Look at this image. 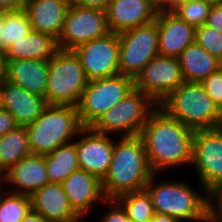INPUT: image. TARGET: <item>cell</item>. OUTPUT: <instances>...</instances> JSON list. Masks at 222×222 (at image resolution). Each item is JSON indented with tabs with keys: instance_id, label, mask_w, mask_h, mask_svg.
I'll list each match as a JSON object with an SVG mask.
<instances>
[{
	"instance_id": "cell-25",
	"label": "cell",
	"mask_w": 222,
	"mask_h": 222,
	"mask_svg": "<svg viewBox=\"0 0 222 222\" xmlns=\"http://www.w3.org/2000/svg\"><path fill=\"white\" fill-rule=\"evenodd\" d=\"M26 127L17 126L0 138V175L31 155Z\"/></svg>"
},
{
	"instance_id": "cell-34",
	"label": "cell",
	"mask_w": 222,
	"mask_h": 222,
	"mask_svg": "<svg viewBox=\"0 0 222 222\" xmlns=\"http://www.w3.org/2000/svg\"><path fill=\"white\" fill-rule=\"evenodd\" d=\"M107 201L114 204V207H112L111 212L105 214L103 222H131L126 210L116 199H107Z\"/></svg>"
},
{
	"instance_id": "cell-31",
	"label": "cell",
	"mask_w": 222,
	"mask_h": 222,
	"mask_svg": "<svg viewBox=\"0 0 222 222\" xmlns=\"http://www.w3.org/2000/svg\"><path fill=\"white\" fill-rule=\"evenodd\" d=\"M195 42L222 62V33L205 24L195 28Z\"/></svg>"
},
{
	"instance_id": "cell-32",
	"label": "cell",
	"mask_w": 222,
	"mask_h": 222,
	"mask_svg": "<svg viewBox=\"0 0 222 222\" xmlns=\"http://www.w3.org/2000/svg\"><path fill=\"white\" fill-rule=\"evenodd\" d=\"M207 193V221L222 222V181L215 183L206 190ZM213 198V200H212ZM216 199V206L214 200ZM212 200V201H211ZM220 214V215H219Z\"/></svg>"
},
{
	"instance_id": "cell-30",
	"label": "cell",
	"mask_w": 222,
	"mask_h": 222,
	"mask_svg": "<svg viewBox=\"0 0 222 222\" xmlns=\"http://www.w3.org/2000/svg\"><path fill=\"white\" fill-rule=\"evenodd\" d=\"M212 5L213 3L207 0H190L177 5L171 12L196 28L206 23Z\"/></svg>"
},
{
	"instance_id": "cell-23",
	"label": "cell",
	"mask_w": 222,
	"mask_h": 222,
	"mask_svg": "<svg viewBox=\"0 0 222 222\" xmlns=\"http://www.w3.org/2000/svg\"><path fill=\"white\" fill-rule=\"evenodd\" d=\"M58 50L57 40L53 36L31 30L27 36L13 42L4 56L6 60L36 59L48 61Z\"/></svg>"
},
{
	"instance_id": "cell-38",
	"label": "cell",
	"mask_w": 222,
	"mask_h": 222,
	"mask_svg": "<svg viewBox=\"0 0 222 222\" xmlns=\"http://www.w3.org/2000/svg\"><path fill=\"white\" fill-rule=\"evenodd\" d=\"M26 0H0V9L5 11L19 10L24 7Z\"/></svg>"
},
{
	"instance_id": "cell-3",
	"label": "cell",
	"mask_w": 222,
	"mask_h": 222,
	"mask_svg": "<svg viewBox=\"0 0 222 222\" xmlns=\"http://www.w3.org/2000/svg\"><path fill=\"white\" fill-rule=\"evenodd\" d=\"M158 107L194 131L218 128L221 119V110L197 82H183Z\"/></svg>"
},
{
	"instance_id": "cell-37",
	"label": "cell",
	"mask_w": 222,
	"mask_h": 222,
	"mask_svg": "<svg viewBox=\"0 0 222 222\" xmlns=\"http://www.w3.org/2000/svg\"><path fill=\"white\" fill-rule=\"evenodd\" d=\"M110 0H69L71 5L97 8L106 11Z\"/></svg>"
},
{
	"instance_id": "cell-28",
	"label": "cell",
	"mask_w": 222,
	"mask_h": 222,
	"mask_svg": "<svg viewBox=\"0 0 222 222\" xmlns=\"http://www.w3.org/2000/svg\"><path fill=\"white\" fill-rule=\"evenodd\" d=\"M116 200L126 210L131 222H144L154 216V207L150 195L144 189L119 195Z\"/></svg>"
},
{
	"instance_id": "cell-41",
	"label": "cell",
	"mask_w": 222,
	"mask_h": 222,
	"mask_svg": "<svg viewBox=\"0 0 222 222\" xmlns=\"http://www.w3.org/2000/svg\"><path fill=\"white\" fill-rule=\"evenodd\" d=\"M6 78V59L4 53L0 52V84Z\"/></svg>"
},
{
	"instance_id": "cell-43",
	"label": "cell",
	"mask_w": 222,
	"mask_h": 222,
	"mask_svg": "<svg viewBox=\"0 0 222 222\" xmlns=\"http://www.w3.org/2000/svg\"><path fill=\"white\" fill-rule=\"evenodd\" d=\"M190 0H169L168 11H172L177 5L188 2Z\"/></svg>"
},
{
	"instance_id": "cell-22",
	"label": "cell",
	"mask_w": 222,
	"mask_h": 222,
	"mask_svg": "<svg viewBox=\"0 0 222 222\" xmlns=\"http://www.w3.org/2000/svg\"><path fill=\"white\" fill-rule=\"evenodd\" d=\"M48 61L36 59L6 60V78L30 93L45 98Z\"/></svg>"
},
{
	"instance_id": "cell-1",
	"label": "cell",
	"mask_w": 222,
	"mask_h": 222,
	"mask_svg": "<svg viewBox=\"0 0 222 222\" xmlns=\"http://www.w3.org/2000/svg\"><path fill=\"white\" fill-rule=\"evenodd\" d=\"M152 172L192 163L194 130L171 118L162 108L149 115L139 135Z\"/></svg>"
},
{
	"instance_id": "cell-42",
	"label": "cell",
	"mask_w": 222,
	"mask_h": 222,
	"mask_svg": "<svg viewBox=\"0 0 222 222\" xmlns=\"http://www.w3.org/2000/svg\"><path fill=\"white\" fill-rule=\"evenodd\" d=\"M158 10H167L169 0H149ZM167 6V7H166ZM166 7V8H165Z\"/></svg>"
},
{
	"instance_id": "cell-15",
	"label": "cell",
	"mask_w": 222,
	"mask_h": 222,
	"mask_svg": "<svg viewBox=\"0 0 222 222\" xmlns=\"http://www.w3.org/2000/svg\"><path fill=\"white\" fill-rule=\"evenodd\" d=\"M157 13L149 0H110L106 9L108 29L120 34L155 21Z\"/></svg>"
},
{
	"instance_id": "cell-5",
	"label": "cell",
	"mask_w": 222,
	"mask_h": 222,
	"mask_svg": "<svg viewBox=\"0 0 222 222\" xmlns=\"http://www.w3.org/2000/svg\"><path fill=\"white\" fill-rule=\"evenodd\" d=\"M88 80L73 50H58L48 60L47 104L77 106Z\"/></svg>"
},
{
	"instance_id": "cell-35",
	"label": "cell",
	"mask_w": 222,
	"mask_h": 222,
	"mask_svg": "<svg viewBox=\"0 0 222 222\" xmlns=\"http://www.w3.org/2000/svg\"><path fill=\"white\" fill-rule=\"evenodd\" d=\"M205 25L222 33V3L212 5Z\"/></svg>"
},
{
	"instance_id": "cell-24",
	"label": "cell",
	"mask_w": 222,
	"mask_h": 222,
	"mask_svg": "<svg viewBox=\"0 0 222 222\" xmlns=\"http://www.w3.org/2000/svg\"><path fill=\"white\" fill-rule=\"evenodd\" d=\"M177 58L185 82L200 83L222 67V62L196 42L187 46Z\"/></svg>"
},
{
	"instance_id": "cell-40",
	"label": "cell",
	"mask_w": 222,
	"mask_h": 222,
	"mask_svg": "<svg viewBox=\"0 0 222 222\" xmlns=\"http://www.w3.org/2000/svg\"><path fill=\"white\" fill-rule=\"evenodd\" d=\"M152 222H179V221L169 215L155 212L154 216L152 217Z\"/></svg>"
},
{
	"instance_id": "cell-9",
	"label": "cell",
	"mask_w": 222,
	"mask_h": 222,
	"mask_svg": "<svg viewBox=\"0 0 222 222\" xmlns=\"http://www.w3.org/2000/svg\"><path fill=\"white\" fill-rule=\"evenodd\" d=\"M119 72L135 78L158 51L156 21L119 34Z\"/></svg>"
},
{
	"instance_id": "cell-47",
	"label": "cell",
	"mask_w": 222,
	"mask_h": 222,
	"mask_svg": "<svg viewBox=\"0 0 222 222\" xmlns=\"http://www.w3.org/2000/svg\"><path fill=\"white\" fill-rule=\"evenodd\" d=\"M144 222H152V219H150V220H146V221H144Z\"/></svg>"
},
{
	"instance_id": "cell-13",
	"label": "cell",
	"mask_w": 222,
	"mask_h": 222,
	"mask_svg": "<svg viewBox=\"0 0 222 222\" xmlns=\"http://www.w3.org/2000/svg\"><path fill=\"white\" fill-rule=\"evenodd\" d=\"M197 169L202 187L210 188L222 181V130H195L192 163Z\"/></svg>"
},
{
	"instance_id": "cell-8",
	"label": "cell",
	"mask_w": 222,
	"mask_h": 222,
	"mask_svg": "<svg viewBox=\"0 0 222 222\" xmlns=\"http://www.w3.org/2000/svg\"><path fill=\"white\" fill-rule=\"evenodd\" d=\"M133 89L134 78L122 74L88 81L76 106L81 125L90 127Z\"/></svg>"
},
{
	"instance_id": "cell-29",
	"label": "cell",
	"mask_w": 222,
	"mask_h": 222,
	"mask_svg": "<svg viewBox=\"0 0 222 222\" xmlns=\"http://www.w3.org/2000/svg\"><path fill=\"white\" fill-rule=\"evenodd\" d=\"M10 194L3 197L0 192V222H21L32 209L31 198L18 193Z\"/></svg>"
},
{
	"instance_id": "cell-10",
	"label": "cell",
	"mask_w": 222,
	"mask_h": 222,
	"mask_svg": "<svg viewBox=\"0 0 222 222\" xmlns=\"http://www.w3.org/2000/svg\"><path fill=\"white\" fill-rule=\"evenodd\" d=\"M109 32L106 11L70 4L57 45L60 50H74Z\"/></svg>"
},
{
	"instance_id": "cell-36",
	"label": "cell",
	"mask_w": 222,
	"mask_h": 222,
	"mask_svg": "<svg viewBox=\"0 0 222 222\" xmlns=\"http://www.w3.org/2000/svg\"><path fill=\"white\" fill-rule=\"evenodd\" d=\"M16 127L17 125L12 114L0 107V138Z\"/></svg>"
},
{
	"instance_id": "cell-21",
	"label": "cell",
	"mask_w": 222,
	"mask_h": 222,
	"mask_svg": "<svg viewBox=\"0 0 222 222\" xmlns=\"http://www.w3.org/2000/svg\"><path fill=\"white\" fill-rule=\"evenodd\" d=\"M2 180L18 187V190L12 193L30 196L50 183L44 155L31 154L22 158L2 175Z\"/></svg>"
},
{
	"instance_id": "cell-2",
	"label": "cell",
	"mask_w": 222,
	"mask_h": 222,
	"mask_svg": "<svg viewBox=\"0 0 222 222\" xmlns=\"http://www.w3.org/2000/svg\"><path fill=\"white\" fill-rule=\"evenodd\" d=\"M153 174L142 138L122 137L118 144H114L111 164L101 180L103 194L107 200L144 190Z\"/></svg>"
},
{
	"instance_id": "cell-11",
	"label": "cell",
	"mask_w": 222,
	"mask_h": 222,
	"mask_svg": "<svg viewBox=\"0 0 222 222\" xmlns=\"http://www.w3.org/2000/svg\"><path fill=\"white\" fill-rule=\"evenodd\" d=\"M185 82L177 57L157 55L134 78V88L157 105Z\"/></svg>"
},
{
	"instance_id": "cell-39",
	"label": "cell",
	"mask_w": 222,
	"mask_h": 222,
	"mask_svg": "<svg viewBox=\"0 0 222 222\" xmlns=\"http://www.w3.org/2000/svg\"><path fill=\"white\" fill-rule=\"evenodd\" d=\"M21 222H49L39 213L34 212L32 209L27 213L25 218Z\"/></svg>"
},
{
	"instance_id": "cell-18",
	"label": "cell",
	"mask_w": 222,
	"mask_h": 222,
	"mask_svg": "<svg viewBox=\"0 0 222 222\" xmlns=\"http://www.w3.org/2000/svg\"><path fill=\"white\" fill-rule=\"evenodd\" d=\"M31 207L49 222H80L62 183H48L30 195Z\"/></svg>"
},
{
	"instance_id": "cell-33",
	"label": "cell",
	"mask_w": 222,
	"mask_h": 222,
	"mask_svg": "<svg viewBox=\"0 0 222 222\" xmlns=\"http://www.w3.org/2000/svg\"><path fill=\"white\" fill-rule=\"evenodd\" d=\"M207 95L222 110V67L200 82Z\"/></svg>"
},
{
	"instance_id": "cell-27",
	"label": "cell",
	"mask_w": 222,
	"mask_h": 222,
	"mask_svg": "<svg viewBox=\"0 0 222 222\" xmlns=\"http://www.w3.org/2000/svg\"><path fill=\"white\" fill-rule=\"evenodd\" d=\"M31 30L29 18L23 8L6 11L0 37V52L5 53L13 42L24 38Z\"/></svg>"
},
{
	"instance_id": "cell-17",
	"label": "cell",
	"mask_w": 222,
	"mask_h": 222,
	"mask_svg": "<svg viewBox=\"0 0 222 222\" xmlns=\"http://www.w3.org/2000/svg\"><path fill=\"white\" fill-rule=\"evenodd\" d=\"M155 21L159 55L178 57L187 46L195 42V27L171 11L158 10Z\"/></svg>"
},
{
	"instance_id": "cell-6",
	"label": "cell",
	"mask_w": 222,
	"mask_h": 222,
	"mask_svg": "<svg viewBox=\"0 0 222 222\" xmlns=\"http://www.w3.org/2000/svg\"><path fill=\"white\" fill-rule=\"evenodd\" d=\"M157 106L146 93L134 88L111 109L99 116L90 128L104 135L123 131L122 137L139 136L149 115Z\"/></svg>"
},
{
	"instance_id": "cell-19",
	"label": "cell",
	"mask_w": 222,
	"mask_h": 222,
	"mask_svg": "<svg viewBox=\"0 0 222 222\" xmlns=\"http://www.w3.org/2000/svg\"><path fill=\"white\" fill-rule=\"evenodd\" d=\"M69 6V0H26L23 9L33 31L51 35L57 40Z\"/></svg>"
},
{
	"instance_id": "cell-20",
	"label": "cell",
	"mask_w": 222,
	"mask_h": 222,
	"mask_svg": "<svg viewBox=\"0 0 222 222\" xmlns=\"http://www.w3.org/2000/svg\"><path fill=\"white\" fill-rule=\"evenodd\" d=\"M62 186L71 207L81 218L99 198L106 201L101 180L85 170L78 169L71 173Z\"/></svg>"
},
{
	"instance_id": "cell-12",
	"label": "cell",
	"mask_w": 222,
	"mask_h": 222,
	"mask_svg": "<svg viewBox=\"0 0 222 222\" xmlns=\"http://www.w3.org/2000/svg\"><path fill=\"white\" fill-rule=\"evenodd\" d=\"M119 45V34L109 32L73 50L81 62L88 81L120 74Z\"/></svg>"
},
{
	"instance_id": "cell-7",
	"label": "cell",
	"mask_w": 222,
	"mask_h": 222,
	"mask_svg": "<svg viewBox=\"0 0 222 222\" xmlns=\"http://www.w3.org/2000/svg\"><path fill=\"white\" fill-rule=\"evenodd\" d=\"M154 176L149 179L145 190L150 195L156 213L169 215L179 222L182 219L207 221L205 196L197 195L188 184L181 182H162L154 186Z\"/></svg>"
},
{
	"instance_id": "cell-14",
	"label": "cell",
	"mask_w": 222,
	"mask_h": 222,
	"mask_svg": "<svg viewBox=\"0 0 222 222\" xmlns=\"http://www.w3.org/2000/svg\"><path fill=\"white\" fill-rule=\"evenodd\" d=\"M79 133H86V137L75 142L79 168L102 180L111 164L114 142L90 127H83Z\"/></svg>"
},
{
	"instance_id": "cell-4",
	"label": "cell",
	"mask_w": 222,
	"mask_h": 222,
	"mask_svg": "<svg viewBox=\"0 0 222 222\" xmlns=\"http://www.w3.org/2000/svg\"><path fill=\"white\" fill-rule=\"evenodd\" d=\"M83 128L73 105L48 104L42 114L26 126L31 153L46 155L67 144Z\"/></svg>"
},
{
	"instance_id": "cell-45",
	"label": "cell",
	"mask_w": 222,
	"mask_h": 222,
	"mask_svg": "<svg viewBox=\"0 0 222 222\" xmlns=\"http://www.w3.org/2000/svg\"><path fill=\"white\" fill-rule=\"evenodd\" d=\"M209 2H212L213 4L222 3V0H207Z\"/></svg>"
},
{
	"instance_id": "cell-26",
	"label": "cell",
	"mask_w": 222,
	"mask_h": 222,
	"mask_svg": "<svg viewBox=\"0 0 222 222\" xmlns=\"http://www.w3.org/2000/svg\"><path fill=\"white\" fill-rule=\"evenodd\" d=\"M44 159L47 176L51 183H62L71 173L80 169L75 142L61 145L44 155Z\"/></svg>"
},
{
	"instance_id": "cell-46",
	"label": "cell",
	"mask_w": 222,
	"mask_h": 222,
	"mask_svg": "<svg viewBox=\"0 0 222 222\" xmlns=\"http://www.w3.org/2000/svg\"><path fill=\"white\" fill-rule=\"evenodd\" d=\"M218 128H219L220 130H222V110H221V119H220V123H219Z\"/></svg>"
},
{
	"instance_id": "cell-44",
	"label": "cell",
	"mask_w": 222,
	"mask_h": 222,
	"mask_svg": "<svg viewBox=\"0 0 222 222\" xmlns=\"http://www.w3.org/2000/svg\"><path fill=\"white\" fill-rule=\"evenodd\" d=\"M5 14H6V11L0 9V37H2V27L5 21Z\"/></svg>"
},
{
	"instance_id": "cell-16",
	"label": "cell",
	"mask_w": 222,
	"mask_h": 222,
	"mask_svg": "<svg viewBox=\"0 0 222 222\" xmlns=\"http://www.w3.org/2000/svg\"><path fill=\"white\" fill-rule=\"evenodd\" d=\"M47 105L45 98L7 80L0 84V107L12 114L17 126L32 124Z\"/></svg>"
}]
</instances>
